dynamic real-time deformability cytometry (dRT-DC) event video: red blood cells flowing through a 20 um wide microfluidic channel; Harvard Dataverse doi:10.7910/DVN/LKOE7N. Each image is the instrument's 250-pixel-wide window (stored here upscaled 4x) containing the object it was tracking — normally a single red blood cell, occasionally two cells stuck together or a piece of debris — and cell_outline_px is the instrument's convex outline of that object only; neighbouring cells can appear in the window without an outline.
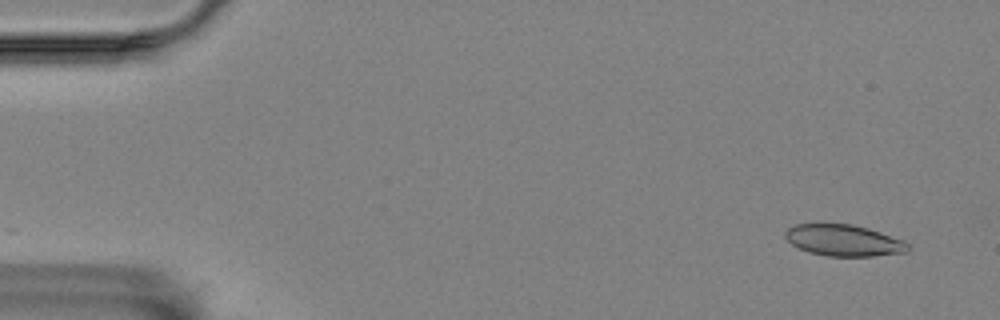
{"species": "Egyptian fruit bat (a non-hibernating species)", "species_latin": "Rousettus aegyptiacus", "temperature_condition": "room temperature", "stored_images_in_passage": 5, "camera_frame_rate_fps": 3000, "um_per_image_px": 0.085, "animal": {"sex": "female"}, "frame": {"image": 1, "passage_image": 1, "time_ms": 0.0, "image_size_px": [1000, 320], "cell_outline_px": [[908, 252], [872, 256], [828, 256], [808, 252], [796, 248], [784, 236], [784, 232], [788, 228], [796, 224], [852, 224], [868, 228], [904, 240], [908, 244]], "centroid_in_image_um": [71.7, 20.43], "position_along_channel_um": 13.3, "area_um2": 22.48}}
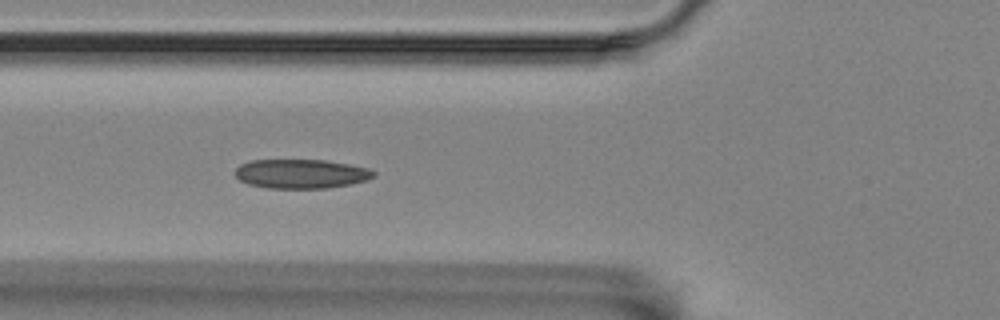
{"frame": {"image": 2, "passage_image": 5, "time_ms": 1.333, "image_size_px": [1000, 320], "cell_outline_px": [[376, 176], [364, 180], [348, 184], [328, 188], [268, 188], [248, 184], [240, 180], [236, 176], [236, 168], [240, 164], [252, 160], [324, 160], [348, 164], [368, 168], [376, 172]], "centroid_in_image_um": [25.58, 14.77], "position_along_channel_um": 100.2, "area_um2": 23.41}}